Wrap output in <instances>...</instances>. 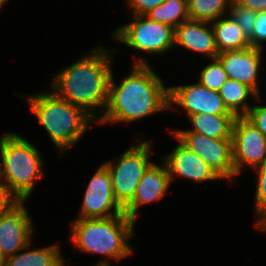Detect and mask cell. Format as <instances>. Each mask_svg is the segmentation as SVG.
Listing matches in <instances>:
<instances>
[{
	"mask_svg": "<svg viewBox=\"0 0 266 266\" xmlns=\"http://www.w3.org/2000/svg\"><path fill=\"white\" fill-rule=\"evenodd\" d=\"M233 1H235L237 4H240L256 12L266 10V0H233Z\"/></svg>",
	"mask_w": 266,
	"mask_h": 266,
	"instance_id": "obj_29",
	"label": "cell"
},
{
	"mask_svg": "<svg viewBox=\"0 0 266 266\" xmlns=\"http://www.w3.org/2000/svg\"><path fill=\"white\" fill-rule=\"evenodd\" d=\"M123 213L113 193L110 173L102 163L88 182L75 219L109 218Z\"/></svg>",
	"mask_w": 266,
	"mask_h": 266,
	"instance_id": "obj_11",
	"label": "cell"
},
{
	"mask_svg": "<svg viewBox=\"0 0 266 266\" xmlns=\"http://www.w3.org/2000/svg\"><path fill=\"white\" fill-rule=\"evenodd\" d=\"M262 51V49L248 47L221 52L216 58L220 61L229 79L249 86L258 94V97H261L258 81L263 59Z\"/></svg>",
	"mask_w": 266,
	"mask_h": 266,
	"instance_id": "obj_13",
	"label": "cell"
},
{
	"mask_svg": "<svg viewBox=\"0 0 266 266\" xmlns=\"http://www.w3.org/2000/svg\"><path fill=\"white\" fill-rule=\"evenodd\" d=\"M188 149L199 155L223 181H235L232 139H211L193 132H171Z\"/></svg>",
	"mask_w": 266,
	"mask_h": 266,
	"instance_id": "obj_10",
	"label": "cell"
},
{
	"mask_svg": "<svg viewBox=\"0 0 266 266\" xmlns=\"http://www.w3.org/2000/svg\"><path fill=\"white\" fill-rule=\"evenodd\" d=\"M236 23L241 27L242 31L249 38L253 33L256 21V11L248 9L232 0L228 13Z\"/></svg>",
	"mask_w": 266,
	"mask_h": 266,
	"instance_id": "obj_25",
	"label": "cell"
},
{
	"mask_svg": "<svg viewBox=\"0 0 266 266\" xmlns=\"http://www.w3.org/2000/svg\"><path fill=\"white\" fill-rule=\"evenodd\" d=\"M257 175L254 210L257 218L255 226L266 217V162L254 169Z\"/></svg>",
	"mask_w": 266,
	"mask_h": 266,
	"instance_id": "obj_24",
	"label": "cell"
},
{
	"mask_svg": "<svg viewBox=\"0 0 266 266\" xmlns=\"http://www.w3.org/2000/svg\"><path fill=\"white\" fill-rule=\"evenodd\" d=\"M235 118L234 114H193L187 117L192 124L190 130L177 129L172 132H193L211 139H232Z\"/></svg>",
	"mask_w": 266,
	"mask_h": 266,
	"instance_id": "obj_17",
	"label": "cell"
},
{
	"mask_svg": "<svg viewBox=\"0 0 266 266\" xmlns=\"http://www.w3.org/2000/svg\"><path fill=\"white\" fill-rule=\"evenodd\" d=\"M219 93L227 109L236 117L245 116L253 106L247 102L250 96L258 103L262 100L252 88L229 78L221 86Z\"/></svg>",
	"mask_w": 266,
	"mask_h": 266,
	"instance_id": "obj_19",
	"label": "cell"
},
{
	"mask_svg": "<svg viewBox=\"0 0 266 266\" xmlns=\"http://www.w3.org/2000/svg\"><path fill=\"white\" fill-rule=\"evenodd\" d=\"M165 0H126L128 11L132 15H145L151 9L161 5Z\"/></svg>",
	"mask_w": 266,
	"mask_h": 266,
	"instance_id": "obj_28",
	"label": "cell"
},
{
	"mask_svg": "<svg viewBox=\"0 0 266 266\" xmlns=\"http://www.w3.org/2000/svg\"><path fill=\"white\" fill-rule=\"evenodd\" d=\"M152 145L151 141L139 138L114 161L103 163L110 173L115 199L123 208L133 199L139 181L153 163Z\"/></svg>",
	"mask_w": 266,
	"mask_h": 266,
	"instance_id": "obj_6",
	"label": "cell"
},
{
	"mask_svg": "<svg viewBox=\"0 0 266 266\" xmlns=\"http://www.w3.org/2000/svg\"><path fill=\"white\" fill-rule=\"evenodd\" d=\"M114 51L102 46L92 48L75 63L54 74L51 90L72 105L82 108L97 122L108 103Z\"/></svg>",
	"mask_w": 266,
	"mask_h": 266,
	"instance_id": "obj_2",
	"label": "cell"
},
{
	"mask_svg": "<svg viewBox=\"0 0 266 266\" xmlns=\"http://www.w3.org/2000/svg\"><path fill=\"white\" fill-rule=\"evenodd\" d=\"M129 23L112 31L111 38L145 54L163 55L174 46V29L150 20L145 15H133Z\"/></svg>",
	"mask_w": 266,
	"mask_h": 266,
	"instance_id": "obj_7",
	"label": "cell"
},
{
	"mask_svg": "<svg viewBox=\"0 0 266 266\" xmlns=\"http://www.w3.org/2000/svg\"><path fill=\"white\" fill-rule=\"evenodd\" d=\"M18 133L0 137V189L15 201H27L44 177L42 154Z\"/></svg>",
	"mask_w": 266,
	"mask_h": 266,
	"instance_id": "obj_3",
	"label": "cell"
},
{
	"mask_svg": "<svg viewBox=\"0 0 266 266\" xmlns=\"http://www.w3.org/2000/svg\"><path fill=\"white\" fill-rule=\"evenodd\" d=\"M235 178L244 166L255 169L266 162V137L245 116H237L232 131Z\"/></svg>",
	"mask_w": 266,
	"mask_h": 266,
	"instance_id": "obj_9",
	"label": "cell"
},
{
	"mask_svg": "<svg viewBox=\"0 0 266 266\" xmlns=\"http://www.w3.org/2000/svg\"><path fill=\"white\" fill-rule=\"evenodd\" d=\"M232 0H190L188 16L191 20L213 22L227 13Z\"/></svg>",
	"mask_w": 266,
	"mask_h": 266,
	"instance_id": "obj_22",
	"label": "cell"
},
{
	"mask_svg": "<svg viewBox=\"0 0 266 266\" xmlns=\"http://www.w3.org/2000/svg\"><path fill=\"white\" fill-rule=\"evenodd\" d=\"M226 16L211 22L218 52L241 50L250 47L249 38L241 27L229 14Z\"/></svg>",
	"mask_w": 266,
	"mask_h": 266,
	"instance_id": "obj_18",
	"label": "cell"
},
{
	"mask_svg": "<svg viewBox=\"0 0 266 266\" xmlns=\"http://www.w3.org/2000/svg\"><path fill=\"white\" fill-rule=\"evenodd\" d=\"M215 59L219 52L210 22L187 20L174 29V46Z\"/></svg>",
	"mask_w": 266,
	"mask_h": 266,
	"instance_id": "obj_16",
	"label": "cell"
},
{
	"mask_svg": "<svg viewBox=\"0 0 266 266\" xmlns=\"http://www.w3.org/2000/svg\"><path fill=\"white\" fill-rule=\"evenodd\" d=\"M25 202L13 200L0 214V255L4 260L30 249L33 243V219Z\"/></svg>",
	"mask_w": 266,
	"mask_h": 266,
	"instance_id": "obj_8",
	"label": "cell"
},
{
	"mask_svg": "<svg viewBox=\"0 0 266 266\" xmlns=\"http://www.w3.org/2000/svg\"><path fill=\"white\" fill-rule=\"evenodd\" d=\"M171 182L165 163H152L139 181L133 199L124 207V214L136 222L137 213L142 205L159 201L164 197Z\"/></svg>",
	"mask_w": 266,
	"mask_h": 266,
	"instance_id": "obj_15",
	"label": "cell"
},
{
	"mask_svg": "<svg viewBox=\"0 0 266 266\" xmlns=\"http://www.w3.org/2000/svg\"><path fill=\"white\" fill-rule=\"evenodd\" d=\"M173 151L163 156L167 167L170 182L175 176L192 180L193 182H206L223 180L199 155L188 149L179 140Z\"/></svg>",
	"mask_w": 266,
	"mask_h": 266,
	"instance_id": "obj_14",
	"label": "cell"
},
{
	"mask_svg": "<svg viewBox=\"0 0 266 266\" xmlns=\"http://www.w3.org/2000/svg\"><path fill=\"white\" fill-rule=\"evenodd\" d=\"M21 97L61 152L60 157L74 147L95 122L82 108L60 98L51 89Z\"/></svg>",
	"mask_w": 266,
	"mask_h": 266,
	"instance_id": "obj_5",
	"label": "cell"
},
{
	"mask_svg": "<svg viewBox=\"0 0 266 266\" xmlns=\"http://www.w3.org/2000/svg\"><path fill=\"white\" fill-rule=\"evenodd\" d=\"M59 245L32 248L27 252H17L4 260V266H63L64 258ZM19 253V254H18Z\"/></svg>",
	"mask_w": 266,
	"mask_h": 266,
	"instance_id": "obj_20",
	"label": "cell"
},
{
	"mask_svg": "<svg viewBox=\"0 0 266 266\" xmlns=\"http://www.w3.org/2000/svg\"><path fill=\"white\" fill-rule=\"evenodd\" d=\"M210 61L200 71L198 82L208 89L219 92L221 86L227 81L228 76L217 58L210 59Z\"/></svg>",
	"mask_w": 266,
	"mask_h": 266,
	"instance_id": "obj_23",
	"label": "cell"
},
{
	"mask_svg": "<svg viewBox=\"0 0 266 266\" xmlns=\"http://www.w3.org/2000/svg\"><path fill=\"white\" fill-rule=\"evenodd\" d=\"M146 59H134L132 70L119 84L112 70L108 103L97 123H130L169 111V87Z\"/></svg>",
	"mask_w": 266,
	"mask_h": 266,
	"instance_id": "obj_1",
	"label": "cell"
},
{
	"mask_svg": "<svg viewBox=\"0 0 266 266\" xmlns=\"http://www.w3.org/2000/svg\"><path fill=\"white\" fill-rule=\"evenodd\" d=\"M245 117L266 137V105H253Z\"/></svg>",
	"mask_w": 266,
	"mask_h": 266,
	"instance_id": "obj_27",
	"label": "cell"
},
{
	"mask_svg": "<svg viewBox=\"0 0 266 266\" xmlns=\"http://www.w3.org/2000/svg\"><path fill=\"white\" fill-rule=\"evenodd\" d=\"M13 200L0 189V214Z\"/></svg>",
	"mask_w": 266,
	"mask_h": 266,
	"instance_id": "obj_30",
	"label": "cell"
},
{
	"mask_svg": "<svg viewBox=\"0 0 266 266\" xmlns=\"http://www.w3.org/2000/svg\"><path fill=\"white\" fill-rule=\"evenodd\" d=\"M264 42H266V10L256 12V21L253 28V33L249 37L250 47L265 49Z\"/></svg>",
	"mask_w": 266,
	"mask_h": 266,
	"instance_id": "obj_26",
	"label": "cell"
},
{
	"mask_svg": "<svg viewBox=\"0 0 266 266\" xmlns=\"http://www.w3.org/2000/svg\"><path fill=\"white\" fill-rule=\"evenodd\" d=\"M0 266H4V259L0 255Z\"/></svg>",
	"mask_w": 266,
	"mask_h": 266,
	"instance_id": "obj_33",
	"label": "cell"
},
{
	"mask_svg": "<svg viewBox=\"0 0 266 266\" xmlns=\"http://www.w3.org/2000/svg\"><path fill=\"white\" fill-rule=\"evenodd\" d=\"M254 227H256V229H258L262 232H266V217L259 224H257Z\"/></svg>",
	"mask_w": 266,
	"mask_h": 266,
	"instance_id": "obj_31",
	"label": "cell"
},
{
	"mask_svg": "<svg viewBox=\"0 0 266 266\" xmlns=\"http://www.w3.org/2000/svg\"><path fill=\"white\" fill-rule=\"evenodd\" d=\"M70 223V241L78 250L105 257L96 266H111L109 259L119 261L133 254L128 242L134 236L136 222L124 213L109 218L74 219Z\"/></svg>",
	"mask_w": 266,
	"mask_h": 266,
	"instance_id": "obj_4",
	"label": "cell"
},
{
	"mask_svg": "<svg viewBox=\"0 0 266 266\" xmlns=\"http://www.w3.org/2000/svg\"><path fill=\"white\" fill-rule=\"evenodd\" d=\"M7 1H9V0H0V8L2 6H5V3H7Z\"/></svg>",
	"mask_w": 266,
	"mask_h": 266,
	"instance_id": "obj_32",
	"label": "cell"
},
{
	"mask_svg": "<svg viewBox=\"0 0 266 266\" xmlns=\"http://www.w3.org/2000/svg\"><path fill=\"white\" fill-rule=\"evenodd\" d=\"M145 16L175 29L189 20L188 5L185 0H165L161 5L147 12Z\"/></svg>",
	"mask_w": 266,
	"mask_h": 266,
	"instance_id": "obj_21",
	"label": "cell"
},
{
	"mask_svg": "<svg viewBox=\"0 0 266 266\" xmlns=\"http://www.w3.org/2000/svg\"><path fill=\"white\" fill-rule=\"evenodd\" d=\"M168 87L170 111L181 107L187 117L198 113L232 114L219 92L204 87L198 81L195 84Z\"/></svg>",
	"mask_w": 266,
	"mask_h": 266,
	"instance_id": "obj_12",
	"label": "cell"
}]
</instances>
